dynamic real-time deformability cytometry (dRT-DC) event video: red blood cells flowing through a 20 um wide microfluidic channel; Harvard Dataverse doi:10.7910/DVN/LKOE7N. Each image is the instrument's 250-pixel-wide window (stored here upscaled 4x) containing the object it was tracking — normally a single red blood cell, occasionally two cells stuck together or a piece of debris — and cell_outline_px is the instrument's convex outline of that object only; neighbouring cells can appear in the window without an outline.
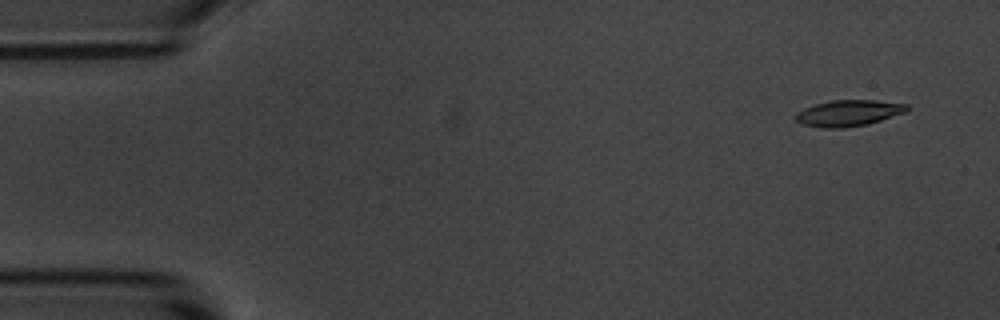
{"species": "common noctule bat (a hibernating species)", "species_latin": "Nyctalus noctula", "temperature_condition": "room temperature", "stored_images_in_passage": 5, "camera_frame_rate_fps": 3000, "um_per_image_px": 0.085, "animal": {"sex": "male", "body_mass_g": 20.1, "forearm_length_mm": 53.5}, "frame": {"image": 1, "passage_image": 2, "time_ms": 1.0, "image_size_px": [1000, 320], "cell_outline_px": [[908, 112], [868, 124], [844, 128], [820, 128], [800, 124], [796, 120], [796, 112], [804, 108], [816, 104], [832, 100], [876, 100], [908, 104]], "centroid_in_image_um": [72.14, 9.62], "position_along_channel_um": 12.9, "area_um2": 17.17}}
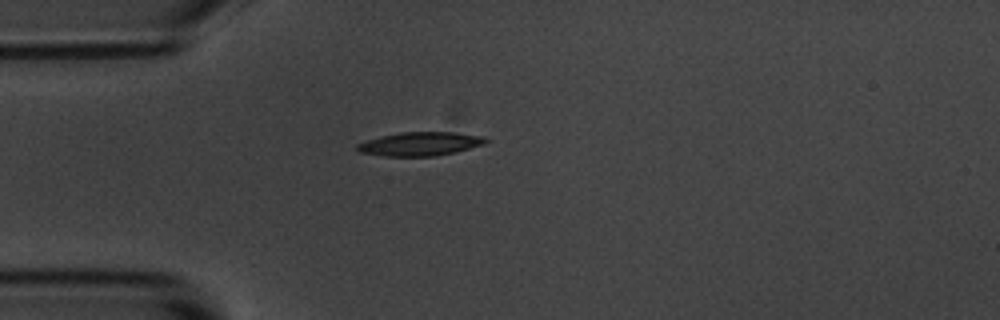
{"frame": {"image": 2, "passage_image": 5, "time_ms": 4.667, "image_size_px": [1000, 320], "cell_outline_px": [[488, 140], [484, 144], [456, 152], [432, 156], [384, 156], [360, 152], [352, 148], [356, 144], [380, 136], [400, 132], [452, 132], [484, 136]], "centroid_in_image_um": [35.67, 12.23], "position_along_channel_um": 49.3, "area_um2": 17.8}}